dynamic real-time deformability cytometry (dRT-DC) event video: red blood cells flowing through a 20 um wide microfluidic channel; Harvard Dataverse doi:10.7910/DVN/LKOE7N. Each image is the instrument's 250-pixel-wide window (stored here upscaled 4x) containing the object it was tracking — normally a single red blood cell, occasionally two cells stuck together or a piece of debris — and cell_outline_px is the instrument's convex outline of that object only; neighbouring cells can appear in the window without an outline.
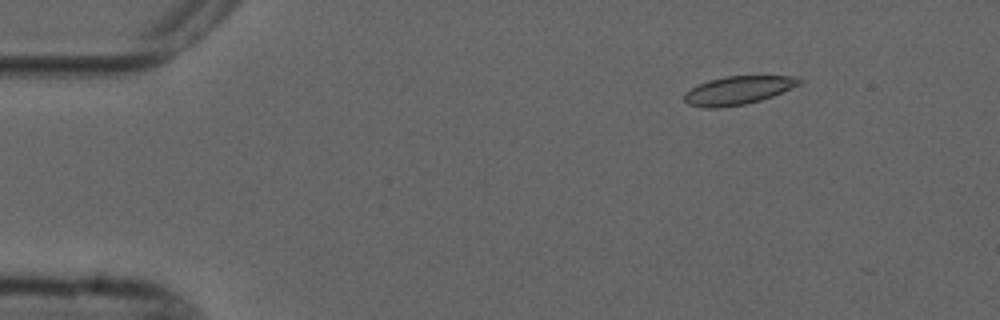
{"species": "common noctule bat (a hibernating species)", "species_latin": "Nyctalus noctula", "temperature_condition": "cold", "stored_images_in_passage": 4, "camera_frame_rate_fps": 3000, "um_per_image_px": 0.085, "animal": {"sex": "male", "forearm_length_mm": 52.5}, "frame": {"image": 1, "passage_image": 1, "time_ms": 0.0, "image_size_px": [1000, 320], "cell_outline_px": [[804, 80], [800, 84], [772, 96], [760, 100], [744, 104], [720, 108], [704, 108], [688, 104], [684, 100], [684, 92], [708, 80], [728, 76], [792, 76]], "centroid_in_image_um": [62.71, 7.68], "position_along_channel_um": 22.3, "area_um2": 18.84}}
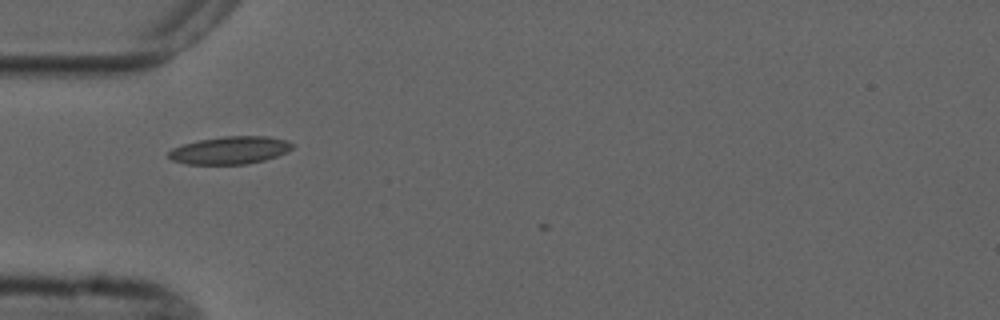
{"frame": {"image": 2, "passage_image": 3, "time_ms": 3.333, "image_size_px": [1000, 320], "cell_outline_px": [[296, 144], [288, 152], [264, 160], [248, 164], [184, 164], [172, 160], [168, 156], [168, 152], [172, 148], [184, 144], [200, 140], [224, 136], [268, 136], [288, 140]], "centroid_in_image_um": [19.59, 12.77], "position_along_channel_um": 65.4, "area_um2": 20.06}}